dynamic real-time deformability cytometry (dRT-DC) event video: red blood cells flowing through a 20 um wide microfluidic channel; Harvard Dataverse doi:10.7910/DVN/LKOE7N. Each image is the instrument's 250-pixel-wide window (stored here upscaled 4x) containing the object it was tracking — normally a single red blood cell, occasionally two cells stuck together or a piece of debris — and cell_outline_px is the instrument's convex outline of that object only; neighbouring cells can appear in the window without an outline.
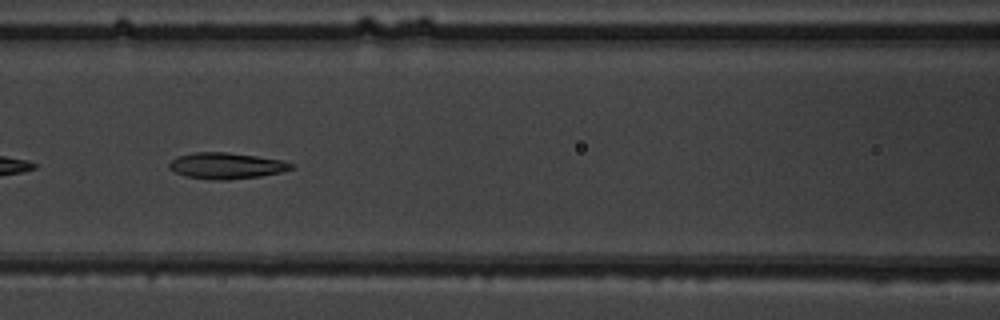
{"species": "common noctule bat (a hibernating species)", "species_latin": "Nyctalus noctula", "temperature_condition": "warm", "stored_images_in_passage": 52, "segment_of_instrument_passage": [1, 2], "camera_frame_rate_fps": 3000, "um_per_image_px": 0.085, "animal": {"sex": "male", "body_mass_g": 19.5, "forearm_length_mm": 54.6}, "frame": {"image": 1, "passage_image": 23, "time_ms": 7.333, "image_size_px": [1000, 320], "cell_outline_px": [[296, 164], [292, 168], [280, 172], [260, 176], [228, 180], [220, 180], [188, 176], [176, 172], [168, 168], [168, 164], [176, 156], [192, 152], [224, 152], [256, 156], [284, 160]], "centroid_in_image_um": [19.25, 14.07], "position_along_channel_um": 147.4, "area_um2": 18.5}}
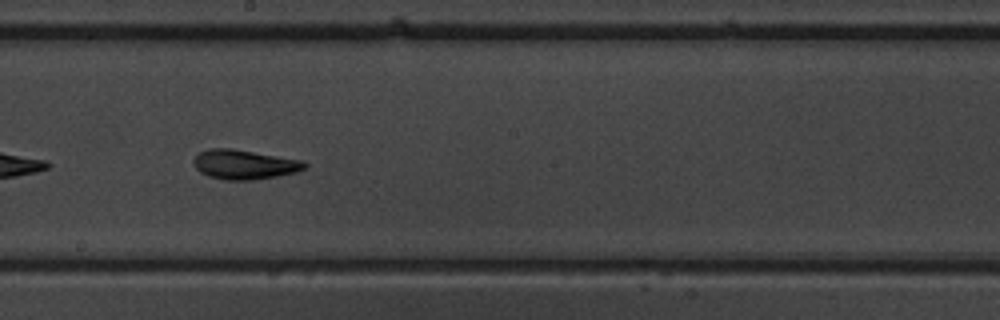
{"frame": {"image": 2, "passage_image": 29, "time_ms": 9.333, "image_size_px": [1000, 320], "cell_outline_px": [[308, 164], [304, 168], [296, 172], [276, 176], [248, 180], [228, 180], [208, 176], [200, 172], [196, 168], [192, 160], [200, 152], [208, 148], [232, 148], [304, 160]], "centroid_in_image_um": [20.76, 13.97], "position_along_channel_um": 227.4, "area_um2": 19.07}}
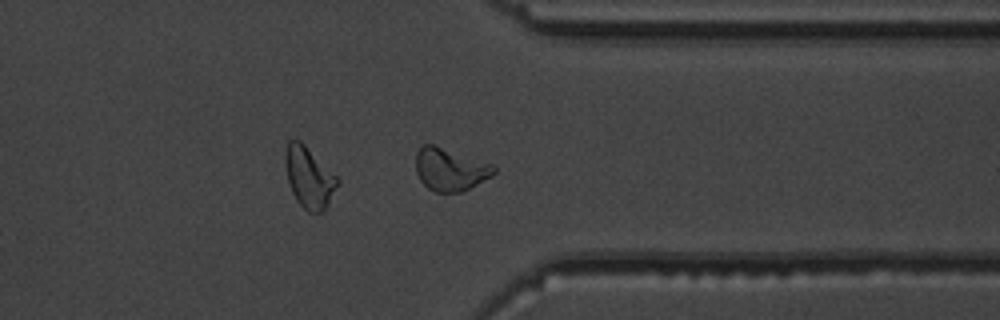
{"frame": {"image": 3, "passage_image": 40, "time_ms": 13.0, "image_size_px": [1000, 320], "cell_outline_px": [[496, 172], [492, 176], [460, 192], [436, 192], [428, 188], [420, 180], [416, 172], [416, 152], [424, 144], [432, 144], [492, 164], [496, 168]], "centroid_in_image_um": [38.25, 14.4], "position_along_channel_um": 373.2, "area_um2": 19.13}}